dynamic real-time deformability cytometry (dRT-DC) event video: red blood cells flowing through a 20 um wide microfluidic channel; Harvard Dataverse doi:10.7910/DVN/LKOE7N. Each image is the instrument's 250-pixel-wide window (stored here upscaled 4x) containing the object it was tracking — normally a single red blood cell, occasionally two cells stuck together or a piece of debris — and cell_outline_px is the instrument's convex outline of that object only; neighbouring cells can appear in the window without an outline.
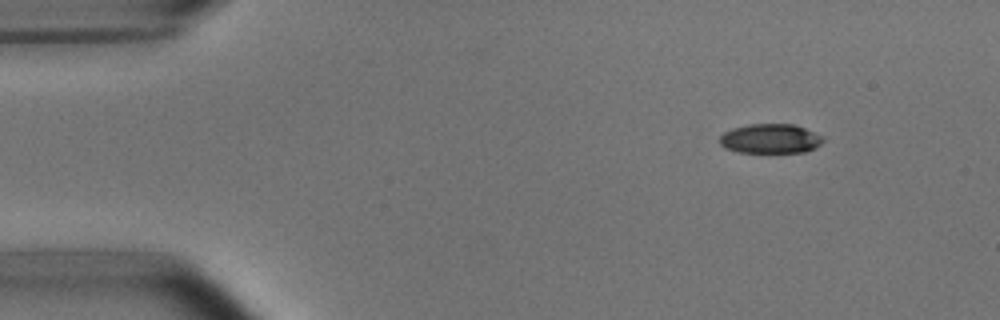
{"species": "common noctule bat (a hibernating species)", "species_latin": "Nyctalus noctula", "temperature_condition": "room temperature", "stored_images_in_passage": 4, "camera_frame_rate_fps": 3000, "um_per_image_px": 0.085, "animal": {"sex": "male", "body_mass_g": 15.6}, "frame": {"image": 1, "passage_image": 1, "time_ms": 0.0, "image_size_px": [1000, 320], "cell_outline_px": [[824, 140], [816, 148], [804, 152], [740, 152], [728, 148], [720, 144], [720, 136], [724, 132], [732, 128], [748, 124], [796, 124], [824, 136]], "centroid_in_image_um": [65.53, 11.77], "position_along_channel_um": 19.5, "area_um2": 17.8}}